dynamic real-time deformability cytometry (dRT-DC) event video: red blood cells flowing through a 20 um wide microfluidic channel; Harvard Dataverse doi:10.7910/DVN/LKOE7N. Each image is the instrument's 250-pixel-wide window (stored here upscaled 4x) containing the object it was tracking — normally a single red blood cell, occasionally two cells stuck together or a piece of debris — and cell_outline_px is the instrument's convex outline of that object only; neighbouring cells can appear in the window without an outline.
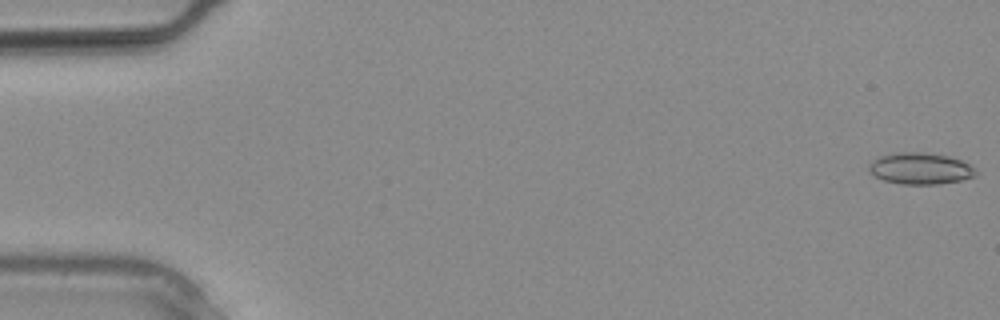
{"species": "common noctule bat (a hibernating species)", "species_latin": "Nyctalus noctula", "temperature_condition": "warm", "stored_images_in_passage": 11, "camera_frame_rate_fps": 3000, "um_per_image_px": 0.085, "animal": {"sex": "male", "body_mass_g": 20.4}, "frame": {"image": 1, "passage_image": 1, "time_ms": 0.0, "image_size_px": [1000, 320], "cell_outline_px": [[980, 172], [976, 176], [960, 180], [936, 184], [900, 184], [884, 180], [868, 172], [868, 164], [876, 156], [896, 152], [924, 152], [948, 156], [960, 160], [976, 168]], "centroid_in_image_um": [78.2, 14.31], "position_along_channel_um": 6.8, "area_um2": 19.88}}
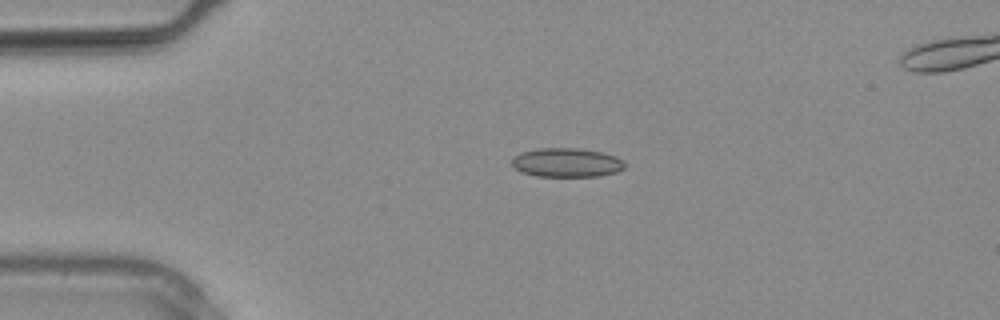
{"frame": {"image": 2, "passage_image": 7, "time_ms": 2.0, "image_size_px": [1000, 320], "cell_outline_px": [[628, 164], [624, 168], [616, 172], [600, 176], [536, 176], [520, 172], [512, 164], [512, 156], [520, 152], [540, 148], [576, 148], [600, 152], [616, 156], [624, 160]], "centroid_in_image_um": [48.17, 13.82], "position_along_channel_um": 36.8, "area_um2": 19.25}}